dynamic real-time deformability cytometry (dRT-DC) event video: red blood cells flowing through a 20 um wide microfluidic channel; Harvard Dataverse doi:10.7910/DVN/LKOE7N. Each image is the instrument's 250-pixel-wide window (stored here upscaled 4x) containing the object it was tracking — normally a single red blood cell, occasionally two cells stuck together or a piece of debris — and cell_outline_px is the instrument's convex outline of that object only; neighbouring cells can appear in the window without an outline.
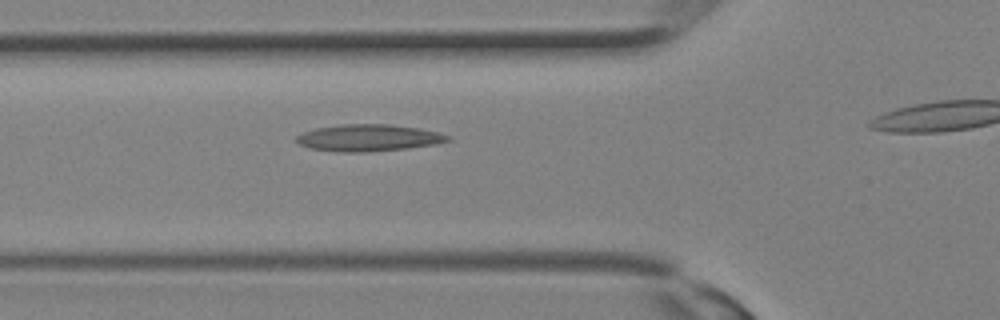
{"species": "Egyptian fruit bat (a non-hibernating species)", "species_latin": "Rousettus aegyptiacus", "temperature_condition": "room temperature", "stored_images_in_passage": 13, "camera_frame_rate_fps": 3000, "um_per_image_px": 0.085, "animal": {"sex": "female"}, "frame": {"image": 1, "passage_image": 8, "time_ms": 2.333, "image_size_px": [1000, 320], "cell_outline_px": [[452, 140], [436, 144], [408, 148], [364, 152], [340, 152], [308, 148], [300, 144], [296, 140], [296, 136], [304, 132], [316, 128], [340, 124], [392, 124], [420, 128], [452, 136]], "centroid_in_image_um": [31.35, 11.71], "position_along_channel_um": 94.4, "area_um2": 23.76}}
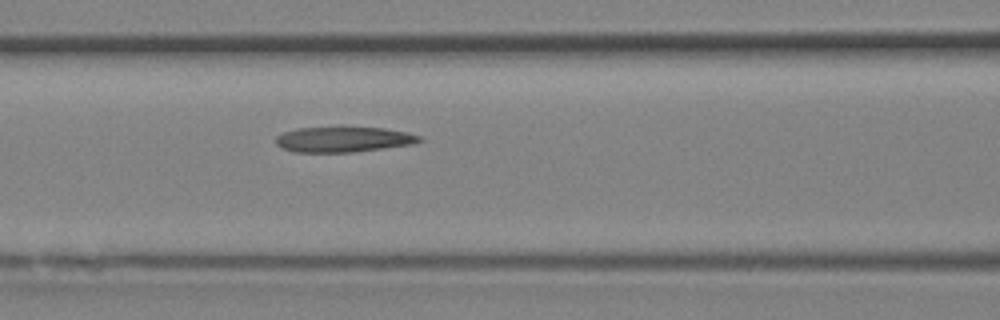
{"frame": {"image": 2, "passage_image": 10, "time_ms": 3.0, "image_size_px": [1000, 320], "cell_outline_px": [[424, 140], [412, 144], [352, 152], [292, 152], [280, 148], [276, 144], [276, 136], [284, 132], [296, 128], [384, 128], [404, 132], [420, 136]], "centroid_in_image_um": [29.14, 11.86], "position_along_channel_um": 137.5, "area_um2": 20.92}}